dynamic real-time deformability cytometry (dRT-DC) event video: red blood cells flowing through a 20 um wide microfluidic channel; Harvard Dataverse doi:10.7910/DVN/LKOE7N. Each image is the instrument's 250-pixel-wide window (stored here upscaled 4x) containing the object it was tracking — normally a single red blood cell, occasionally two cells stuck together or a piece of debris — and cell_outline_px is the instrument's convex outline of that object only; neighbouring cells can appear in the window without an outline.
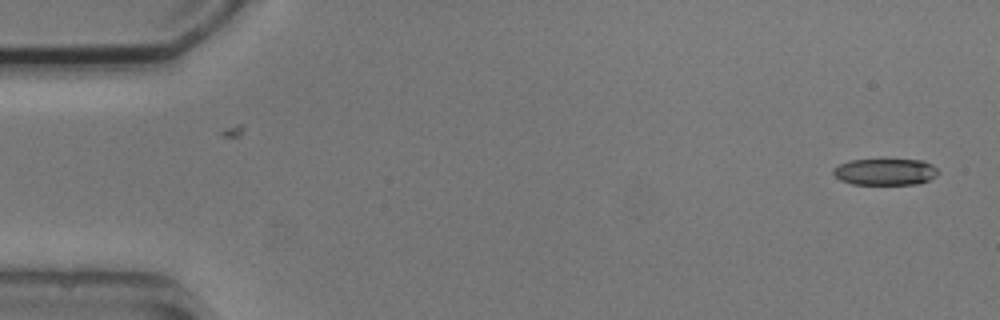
{"species": "common noctule bat (a hibernating species)", "species_latin": "Nyctalus noctula", "temperature_condition": "cold", "stored_images_in_passage": 2, "camera_frame_rate_fps": 3000, "um_per_image_px": 0.085, "animal": {"sex": "male", "body_mass_g": 20.5, "forearm_length_mm": 52.5}, "frame": {"image": 1, "passage_image": 2, "time_ms": 1.0, "image_size_px": [1000, 320], "cell_outline_px": [[940, 172], [936, 176], [928, 180], [916, 184], [852, 184], [840, 180], [832, 172], [832, 168], [848, 160], [924, 160], [932, 164]], "centroid_in_image_um": [75.24, 14.6], "position_along_channel_um": 9.8, "area_um2": 16.24}}